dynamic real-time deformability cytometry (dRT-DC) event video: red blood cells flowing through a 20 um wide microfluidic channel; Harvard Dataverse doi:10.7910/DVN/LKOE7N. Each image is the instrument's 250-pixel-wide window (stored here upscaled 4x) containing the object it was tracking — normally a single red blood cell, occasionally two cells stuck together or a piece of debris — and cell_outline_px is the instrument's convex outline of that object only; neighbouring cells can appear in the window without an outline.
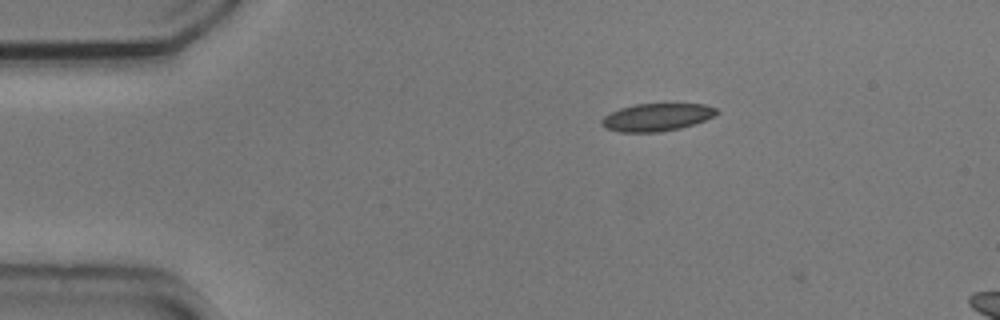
{"species": "common noctule bat (a hibernating species)", "species_latin": "Nyctalus noctula", "temperature_condition": "cold", "stored_images_in_passage": 6, "camera_frame_rate_fps": 3000, "um_per_image_px": 0.085, "animal": {"sex": "male", "body_mass_g": 20.5, "forearm_length_mm": 52.5}, "frame": {"image": 1, "passage_image": 5, "time_ms": 1.333, "image_size_px": [1000, 320], "cell_outline_px": [[720, 112], [704, 120], [680, 128], [660, 132], [620, 132], [608, 128], [600, 124], [600, 120], [604, 116], [620, 108], [636, 104], [704, 104], [716, 108]], "centroid_in_image_um": [55.81, 9.96], "position_along_channel_um": 29.2, "area_um2": 18.32}}